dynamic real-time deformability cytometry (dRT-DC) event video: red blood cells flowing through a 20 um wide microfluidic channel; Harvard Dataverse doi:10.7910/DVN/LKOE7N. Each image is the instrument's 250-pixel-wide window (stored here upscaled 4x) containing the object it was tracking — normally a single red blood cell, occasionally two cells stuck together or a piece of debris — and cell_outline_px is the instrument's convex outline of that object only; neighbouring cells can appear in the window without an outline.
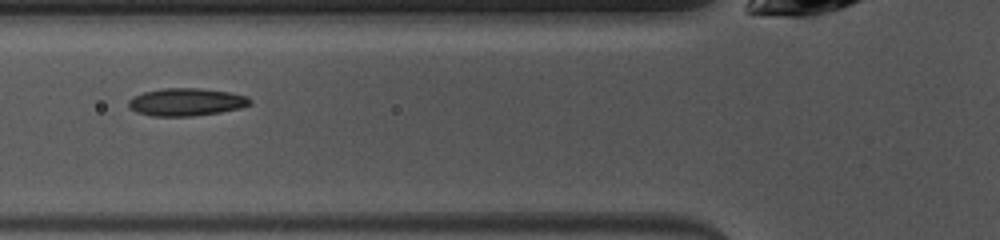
{"species": "common noctule bat (a hibernating species)", "species_latin": "Nyctalus noctula", "temperature_condition": "warm", "stored_images_in_passage": 35, "camera_frame_rate_fps": 3000, "um_per_image_px": 0.085, "animal": {"sex": "female", "body_mass_g": 10.0, "forearm_length_mm": 53.1}, "frame": {"image": 1, "passage_image": 6, "time_ms": 1.667, "image_size_px": [1000, 240], "cell_outline_px": [[252, 104], [240, 108], [220, 112], [192, 116], [152, 116], [136, 112], [128, 108], [128, 100], [144, 92], [164, 88], [200, 88], [228, 92], [248, 96], [252, 100]], "centroid_in_image_um": [15.84, 8.67], "position_along_channel_um": 110.0, "area_um2": 19.59}}
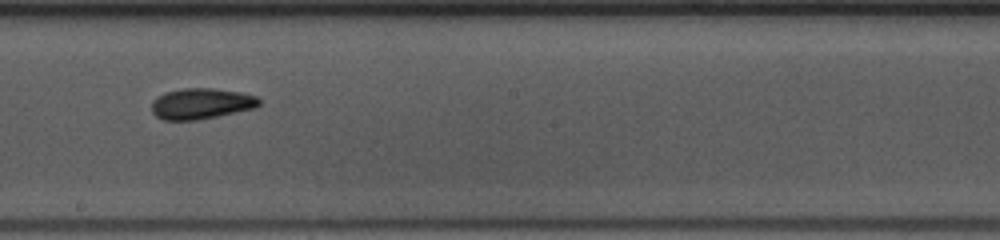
{"frame": {"image": 2, "passage_image": 15, "time_ms": 4.667, "image_size_px": [1000, 240], "cell_outline_px": [[260, 104], [256, 108], [196, 120], [164, 120], [156, 116], [152, 112], [152, 100], [156, 96], [164, 92], [180, 88], [212, 88], [240, 92], [256, 96], [260, 100]], "centroid_in_image_um": [17.07, 8.8], "position_along_channel_um": 231.1, "area_um2": 19.42}}